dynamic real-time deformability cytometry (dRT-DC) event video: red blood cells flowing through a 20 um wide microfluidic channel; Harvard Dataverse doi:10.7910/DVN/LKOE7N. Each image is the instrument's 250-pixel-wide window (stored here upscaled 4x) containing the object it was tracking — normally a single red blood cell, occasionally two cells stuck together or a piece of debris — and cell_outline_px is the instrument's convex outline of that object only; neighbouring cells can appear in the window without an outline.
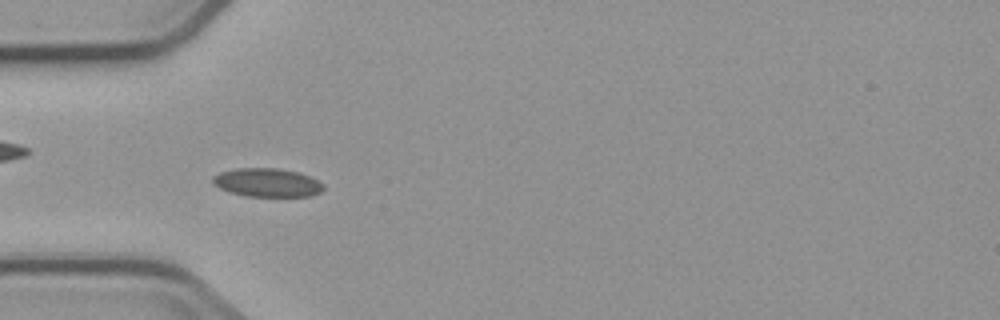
{"species": "common noctule bat (a hibernating species)", "species_latin": "Nyctalus noctula", "temperature_condition": "cold", "stored_images_in_passage": 5, "camera_frame_rate_fps": 3000, "um_per_image_px": 0.085, "animal": {"sex": "male", "body_mass_g": 23.1, "forearm_length_mm": 52.7}, "frame": {"image": 1, "passage_image": 4, "time_ms": 3.667, "image_size_px": [1000, 320], "cell_outline_px": [[324, 188], [320, 192], [312, 196], [248, 196], [232, 192], [220, 188], [212, 184], [212, 176], [220, 172], [236, 168], [276, 168], [300, 172], [312, 176], [324, 184]], "centroid_in_image_um": [22.74, 15.51], "position_along_channel_um": 62.3, "area_um2": 18.55}}
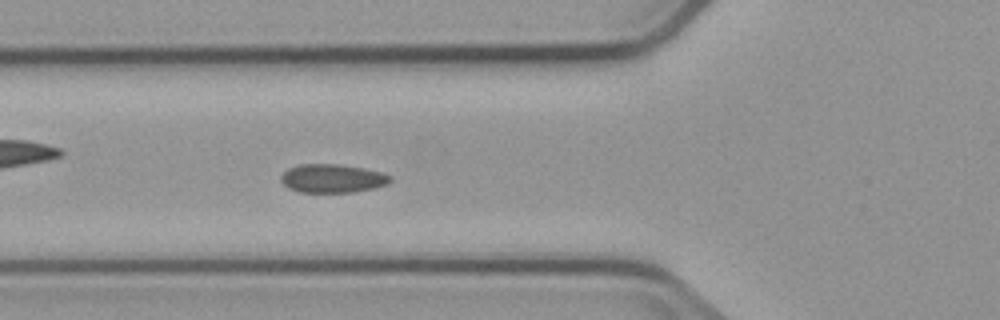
{"frame": {"image": 2, "passage_image": 5, "time_ms": 4.667, "image_size_px": [1000, 320], "cell_outline_px": [[392, 180], [388, 184], [376, 188], [352, 192], [300, 192], [288, 188], [280, 180], [280, 176], [288, 168], [300, 164], [340, 164], [364, 168], [380, 172], [392, 176]], "centroid_in_image_um": [28.27, 15.16], "position_along_channel_um": 97.5, "area_um2": 18.32}}